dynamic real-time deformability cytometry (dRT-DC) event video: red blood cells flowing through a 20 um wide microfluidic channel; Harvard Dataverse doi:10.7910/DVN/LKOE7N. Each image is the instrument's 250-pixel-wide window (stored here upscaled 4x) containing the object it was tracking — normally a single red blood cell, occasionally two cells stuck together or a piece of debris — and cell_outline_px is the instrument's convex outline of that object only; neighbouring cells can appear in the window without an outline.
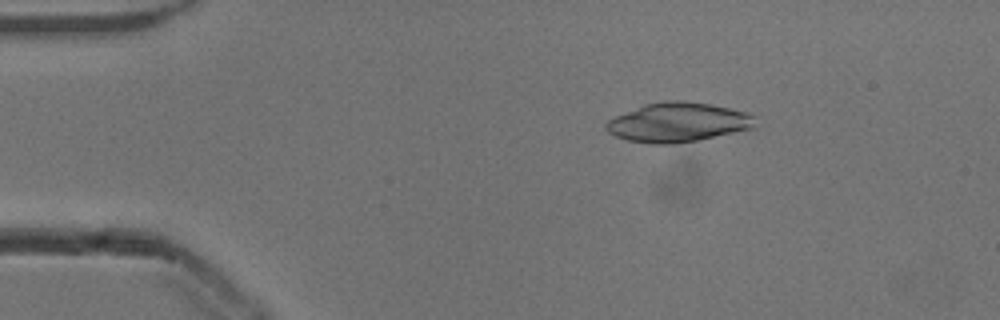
{"species": "common noctule bat (a hibernating species)", "species_latin": "Nyctalus noctula", "temperature_condition": "cold", "stored_images_in_passage": 47, "camera_frame_rate_fps": 3000, "um_per_image_px": 0.085, "animal": {"sex": "male", "body_mass_g": 13.3}, "frame": {"image": 1, "passage_image": 8, "time_ms": 2.333, "image_size_px": [1000, 320], "cell_outline_px": [[756, 128], [696, 140], [672, 144], [652, 144], [628, 140], [616, 136], [608, 132], [604, 128], [604, 124], [608, 120], [616, 116], [644, 104], [664, 100], [680, 100], [712, 104], [748, 112], [756, 116]], "centroid_in_image_um": [57.66, 10.39], "position_along_channel_um": 27.3, "area_um2": 34.45}}